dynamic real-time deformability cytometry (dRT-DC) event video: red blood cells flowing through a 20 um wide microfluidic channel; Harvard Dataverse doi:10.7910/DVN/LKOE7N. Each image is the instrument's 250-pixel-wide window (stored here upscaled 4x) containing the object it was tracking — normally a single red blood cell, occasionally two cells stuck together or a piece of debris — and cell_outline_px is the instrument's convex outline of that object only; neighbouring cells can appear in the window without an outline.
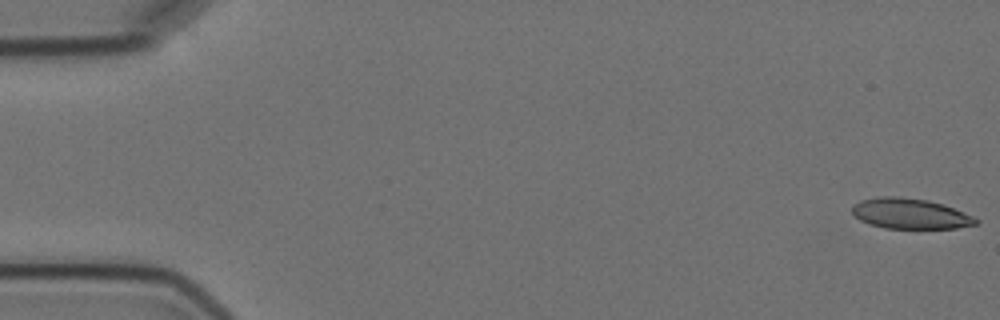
{"species": "Egyptian fruit bat (a non-hibernating species)", "species_latin": "Rousettus aegyptiacus", "temperature_condition": "cold", "stored_images_in_passage": 4, "camera_frame_rate_fps": 3000, "um_per_image_px": 0.085, "animal": {"sex": "female"}, "frame": {"image": 1, "passage_image": 1, "time_ms": 0.0, "image_size_px": [1000, 320], "cell_outline_px": [[980, 220], [976, 224], [956, 228], [884, 228], [868, 224], [860, 220], [852, 212], [852, 204], [860, 200], [880, 196], [900, 196], [928, 200], [944, 204], [976, 216]], "centroid_in_image_um": [77.38, 18.15], "position_along_channel_um": 7.6, "area_um2": 22.25}}